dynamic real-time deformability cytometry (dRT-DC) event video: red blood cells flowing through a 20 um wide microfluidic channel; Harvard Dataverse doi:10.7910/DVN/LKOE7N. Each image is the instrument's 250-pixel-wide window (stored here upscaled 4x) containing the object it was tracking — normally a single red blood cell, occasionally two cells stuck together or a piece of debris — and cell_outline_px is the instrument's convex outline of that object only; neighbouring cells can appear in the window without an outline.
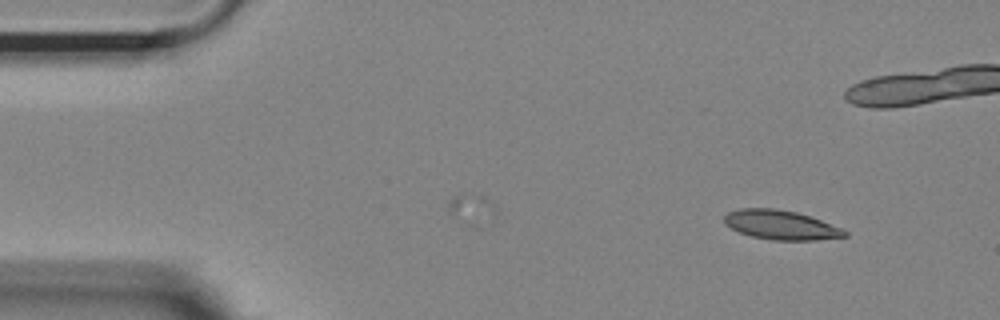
{"species": "Egyptian fruit bat (a non-hibernating species)", "species_latin": "Rousettus aegyptiacus", "temperature_condition": "room temperature", "stored_images_in_passage": 24, "camera_frame_rate_fps": 3000, "um_per_image_px": 0.085, "animal": {"sex": "female"}, "frame": {"image": 1, "passage_image": 1, "time_ms": 0.0, "image_size_px": [1000, 320], "cell_outline_px": [[848, 236], [816, 240], [772, 240], [752, 236], [740, 232], [724, 224], [724, 216], [728, 212], [740, 208], [772, 208], [796, 212], [820, 220], [840, 228], [848, 232]], "centroid_in_image_um": [66.35, 19.12], "position_along_channel_um": 18.7, "area_um2": 20.35}}
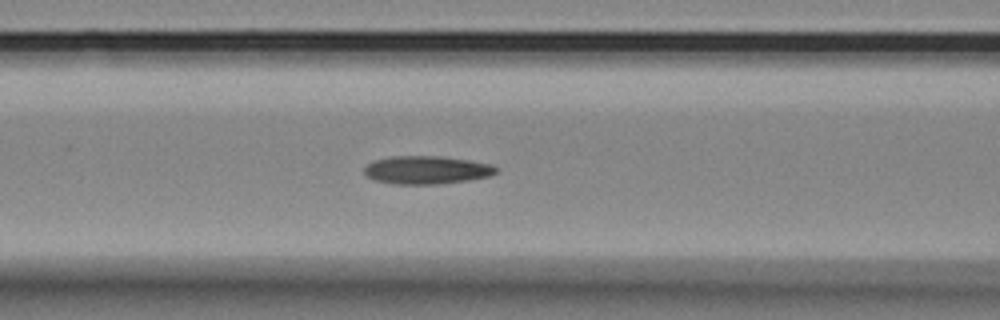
{"frame": {"image": 2, "passage_image": 17, "time_ms": 5.333, "image_size_px": [1000, 320], "cell_outline_px": [[500, 168], [496, 172], [488, 176], [468, 180], [440, 184], [392, 184], [376, 180], [368, 176], [364, 172], [364, 168], [372, 160], [392, 156], [440, 156], [468, 160], [492, 164]], "centroid_in_image_um": [36.27, 14.44], "position_along_channel_um": 130.3, "area_um2": 21.62}}
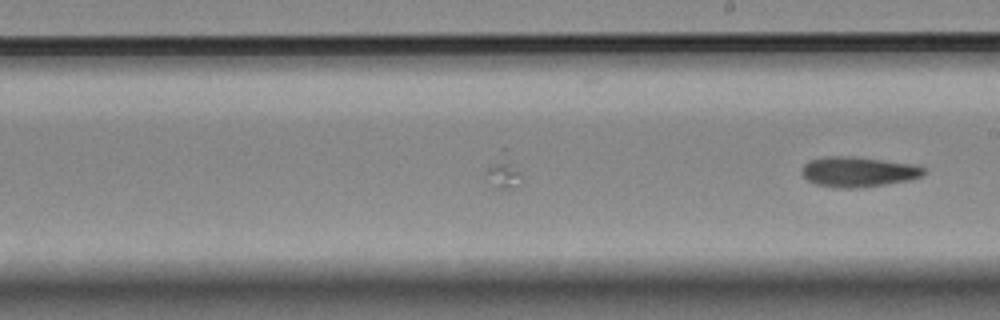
{"frame": {"image": 3, "passage_image": 24, "time_ms": 7.667, "image_size_px": [1000, 320], "cell_outline_px": [[928, 172], [924, 176], [908, 180], [888, 184], [864, 188], [840, 188], [816, 184], [808, 180], [800, 172], [800, 168], [808, 160], [824, 156], [852, 156], [912, 164], [928, 168]], "centroid_in_image_um": [72.97, 14.6], "position_along_channel_um": 216.0, "area_um2": 21.85}}